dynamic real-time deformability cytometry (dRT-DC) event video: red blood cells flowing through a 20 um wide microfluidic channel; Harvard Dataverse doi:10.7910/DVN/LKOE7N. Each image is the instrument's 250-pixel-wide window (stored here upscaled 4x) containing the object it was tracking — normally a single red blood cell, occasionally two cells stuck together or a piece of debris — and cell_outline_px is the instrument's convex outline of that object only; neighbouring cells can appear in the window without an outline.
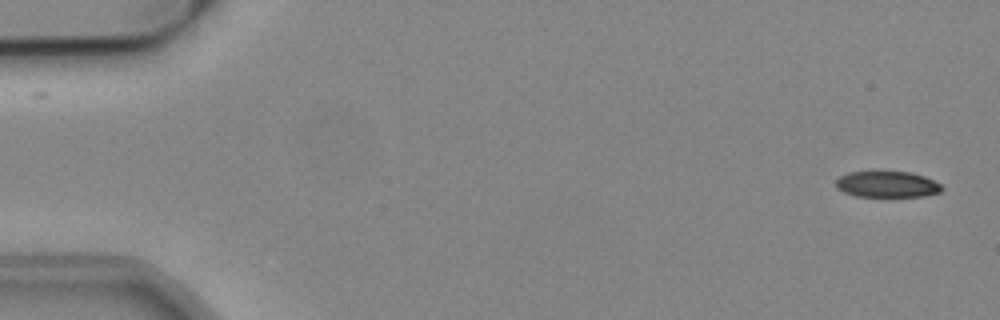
{"species": "common noctule bat (a hibernating species)", "species_latin": "Nyctalus noctula", "temperature_condition": "cold", "stored_images_in_passage": 52, "camera_frame_rate_fps": 3000, "um_per_image_px": 0.085, "animal": {"sex": "male", "body_mass_g": 19.2, "forearm_length_mm": 51.8}, "frame": {"image": 1, "passage_image": 1, "time_ms": 0.0, "image_size_px": [1000, 320], "cell_outline_px": [[944, 188], [940, 192], [924, 196], [856, 196], [844, 192], [836, 188], [836, 180], [840, 176], [848, 172], [912, 172], [924, 176], [940, 184]], "centroid_in_image_um": [75.4, 15.67], "position_along_channel_um": 9.6, "area_um2": 16.01}}
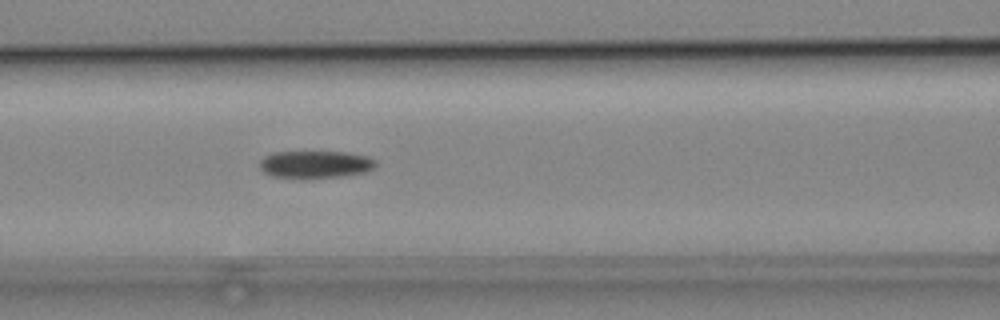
{"frame": {"image": 2, "passage_image": 22, "time_ms": 7.0, "image_size_px": [1000, 320], "cell_outline_px": [[376, 164], [372, 168], [364, 172], [340, 176], [272, 176], [264, 172], [260, 168], [260, 160], [264, 156], [272, 152], [344, 152], [368, 156], [376, 160]], "centroid_in_image_um": [26.8, 13.93], "position_along_channel_um": 139.8, "area_um2": 17.86}}
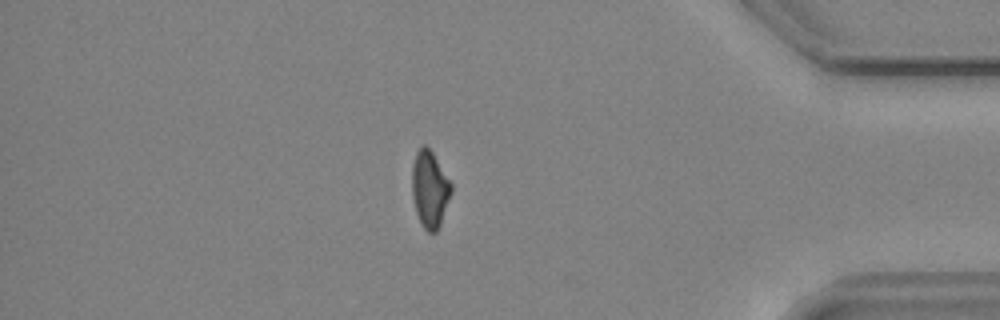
{"frame": {"image": 3, "passage_image": 45, "time_ms": 14.667, "image_size_px": [1000, 320], "cell_outline_px": [[452, 192], [440, 224], [436, 232], [428, 232], [424, 228], [416, 212], [412, 196], [412, 164], [416, 152], [424, 144], [432, 152], [452, 184]], "centroid_in_image_um": [36.52, 16.07], "position_along_channel_um": 398.7, "area_um2": 17.34}, "authors_computed_cell_mechanics": {"area_um2": 18.5249, "velocity_mm_per_s": 3.8343, "shape_relaxation_time_tau1_ms": 7.8661, "shape_relaxation_time_tau2_ms": null, "deformation_change_tau1": 0.1745, "deformation_change_tau2": null}}